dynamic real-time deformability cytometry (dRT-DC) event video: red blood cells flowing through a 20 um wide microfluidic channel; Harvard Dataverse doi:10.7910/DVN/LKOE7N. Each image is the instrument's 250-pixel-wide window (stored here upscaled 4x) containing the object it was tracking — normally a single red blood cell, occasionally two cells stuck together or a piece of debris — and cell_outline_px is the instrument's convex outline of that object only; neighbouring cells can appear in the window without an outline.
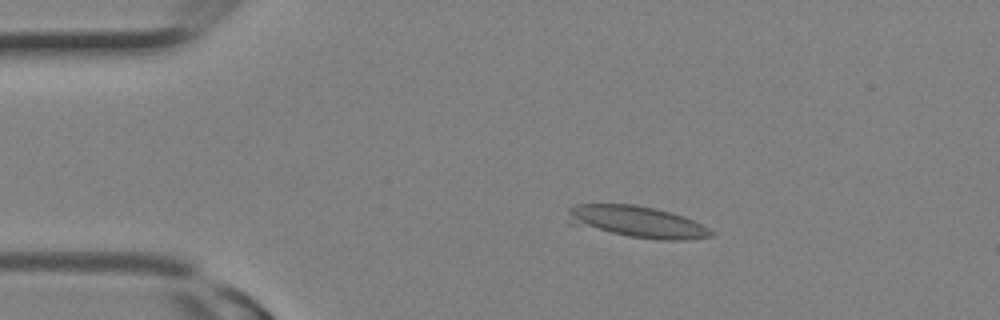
{"species": "Egyptian fruit bat (a non-hibernating species)", "species_latin": "Rousettus aegyptiacus", "temperature_condition": "room temperature", "stored_images_in_passage": 16, "camera_frame_rate_fps": 3000, "um_per_image_px": 0.085, "animal": {"sex": "female"}, "frame": {"image": 1, "passage_image": 4, "time_ms": 1.0, "image_size_px": [1000, 320], "cell_outline_px": [[716, 232], [712, 236], [684, 240], [660, 240], [628, 236], [568, 224], [568, 208], [576, 204], [636, 204], [656, 208], [672, 212], [692, 220]], "centroid_in_image_um": [54.12, 18.85], "position_along_channel_um": 30.9, "area_um2": 26.47}}
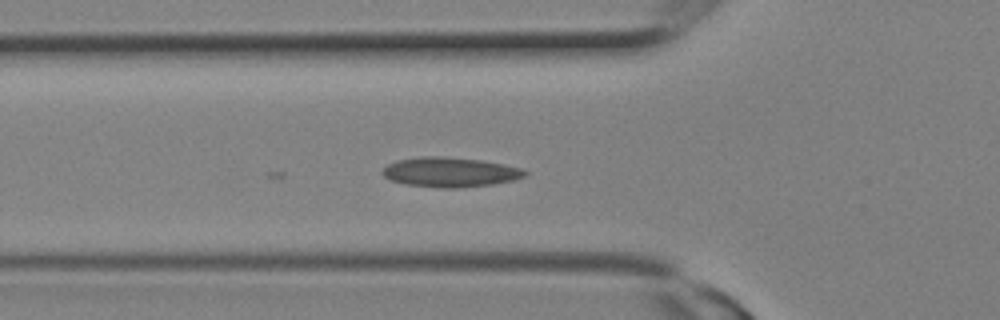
{"frame": {"image": 2, "passage_image": 8, "time_ms": 2.333, "image_size_px": [1000, 320], "cell_outline_px": [[528, 172], [524, 176], [512, 180], [492, 184], [456, 188], [444, 188], [408, 184], [392, 180], [384, 176], [380, 172], [388, 164], [396, 160], [420, 156], [444, 156], [480, 160], [504, 164], [520, 168]], "centroid_in_image_um": [38.23, 14.62], "position_along_channel_um": 87.6, "area_um2": 24.45}}
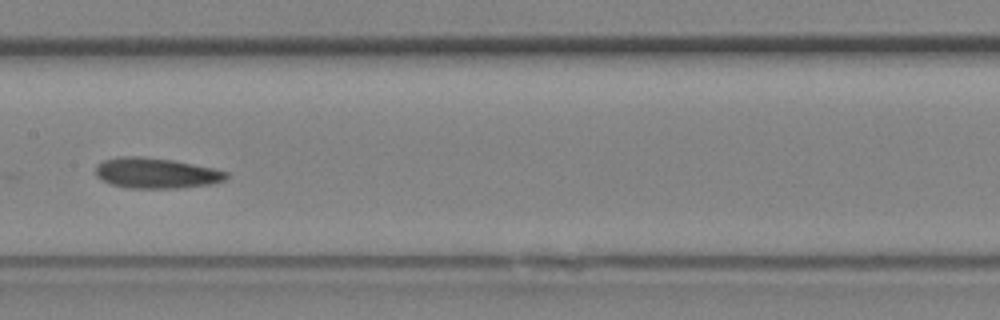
{"frame": {"image": 3, "passage_image": 12, "time_ms": 3.667, "image_size_px": [1000, 320], "cell_outline_px": [[228, 176], [224, 180], [212, 184], [184, 188], [128, 188], [112, 184], [96, 176], [96, 164], [104, 160], [120, 156], [144, 156], [172, 160], [212, 168], [228, 172]], "centroid_in_image_um": [13.27, 14.71], "position_along_channel_um": 194.1, "area_um2": 23.24}}